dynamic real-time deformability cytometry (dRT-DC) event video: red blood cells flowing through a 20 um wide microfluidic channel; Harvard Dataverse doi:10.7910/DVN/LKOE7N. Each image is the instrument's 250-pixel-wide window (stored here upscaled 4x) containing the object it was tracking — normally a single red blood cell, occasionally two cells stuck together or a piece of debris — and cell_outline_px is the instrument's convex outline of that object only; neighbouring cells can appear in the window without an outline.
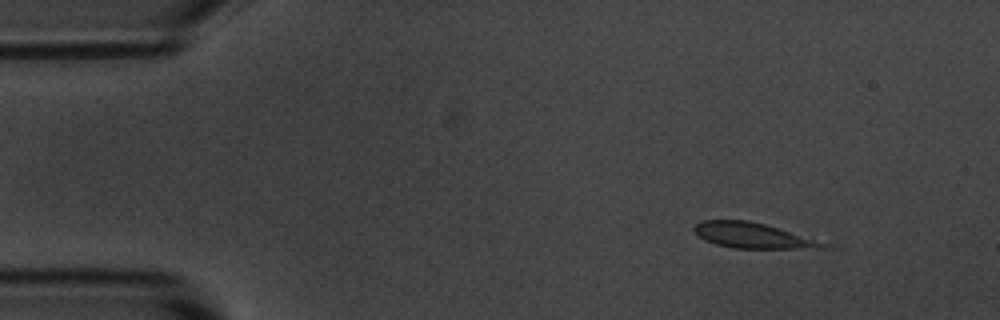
{"species": "common noctule bat (a hibernating species)", "species_latin": "Nyctalus noctula", "temperature_condition": "room temperature", "stored_images_in_passage": 4, "camera_frame_rate_fps": 3000, "um_per_image_px": 0.085, "animal": {"sex": "male", "body_mass_g": 20.1, "forearm_length_mm": 53.5}, "frame": {"image": 1, "passage_image": 1, "time_ms": 0.0, "image_size_px": [1000, 320], "cell_outline_px": [[824, 244], [792, 248], [732, 248], [716, 244], [700, 236], [692, 228], [700, 220], [748, 220], [764, 224]], "centroid_in_image_um": [63.66, 19.98], "position_along_channel_um": 21.3, "area_um2": 17.63}}